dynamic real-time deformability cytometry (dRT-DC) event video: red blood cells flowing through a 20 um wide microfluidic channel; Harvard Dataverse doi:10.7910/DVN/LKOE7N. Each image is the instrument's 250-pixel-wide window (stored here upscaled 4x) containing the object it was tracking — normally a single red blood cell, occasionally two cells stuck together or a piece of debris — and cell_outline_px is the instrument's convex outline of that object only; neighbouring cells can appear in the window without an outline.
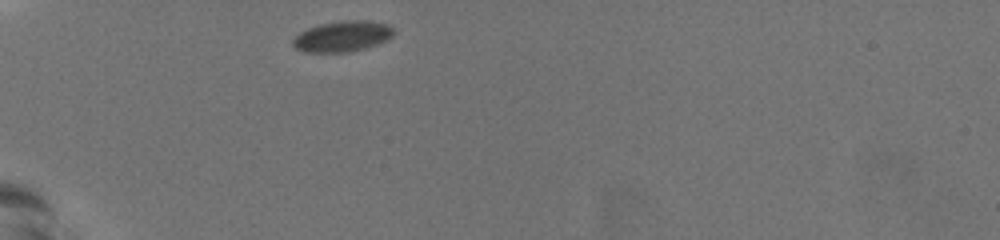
{"species": "common noctule bat (a hibernating species)", "species_latin": "Nyctalus noctula", "temperature_condition": "warm", "stored_images_in_passage": 35, "camera_frame_rate_fps": 3000, "um_per_image_px": 0.085, "animal": {"sex": "female", "body_mass_g": 19.5, "forearm_length_mm": 54.1}, "frame": {"image": 1, "passage_image": 1, "time_ms": 0.0, "image_size_px": [1000, 240], "cell_outline_px": [[392, 36], [376, 44], [364, 48], [348, 52], [304, 52], [296, 48], [292, 44], [292, 40], [300, 32], [308, 28], [324, 24], [352, 20], [384, 24], [392, 28]], "centroid_in_image_um": [29.03, 3.12], "position_along_channel_um": 56.0, "area_um2": 17.28}}
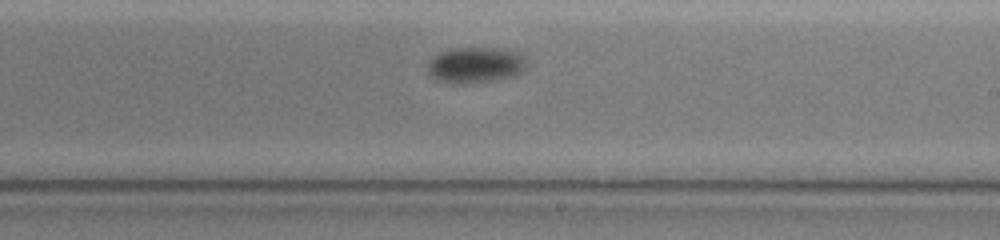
{"frame": {"image": 2, "passage_image": 20, "time_ms": 6.333, "image_size_px": [1000, 240], "cell_outline_px": [[524, 68], [520, 72], [512, 76], [496, 80], [468, 84], [448, 84], [436, 80], [428, 72], [428, 64], [440, 52], [452, 48], [480, 48], [520, 52], [524, 64]], "centroid_in_image_um": [40.35, 5.56], "position_along_channel_um": 248.7, "area_um2": 20.35}}
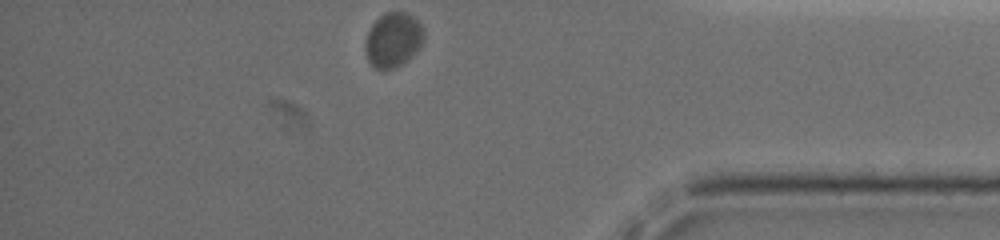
{"frame": {"image": 3, "passage_image": 35, "time_ms": 11.333, "image_size_px": [1000, 240], "cell_outline_px": [[424, 36], [416, 52], [408, 60], [384, 72], [376, 68], [368, 60], [364, 52], [364, 44], [368, 32], [372, 24], [380, 16], [388, 12], [404, 12], [412, 16], [420, 24], [424, 32]], "centroid_in_image_um": [33.38, 3.41], "position_along_channel_um": 401.8, "area_um2": 18.55}, "authors_computed_cell_mechanics": {"area_um2": 19.1896, "velocity_mm_per_s": 3.4494, "shape_relaxation_time_tau1_ms": 1.8622, "shape_relaxation_time_tau2_ms": null, "deformation_change_tau1": 0.06, "deformation_change_tau2": null}}